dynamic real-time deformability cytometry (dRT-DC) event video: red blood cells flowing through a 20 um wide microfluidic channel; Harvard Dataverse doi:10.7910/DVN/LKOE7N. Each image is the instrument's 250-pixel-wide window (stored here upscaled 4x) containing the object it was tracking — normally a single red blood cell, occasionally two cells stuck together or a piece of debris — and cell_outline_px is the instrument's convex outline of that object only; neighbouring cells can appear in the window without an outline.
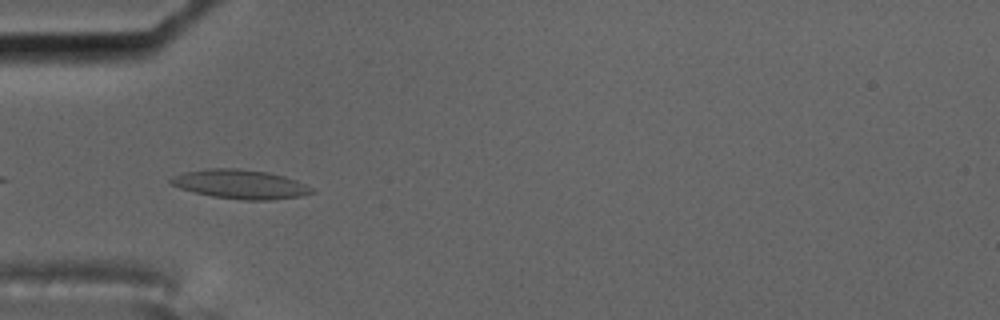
{"species": "common noctule bat (a hibernating species)", "species_latin": "Nyctalus noctula", "temperature_condition": "cold", "stored_images_in_passage": 13, "camera_frame_rate_fps": 3000, "um_per_image_px": 0.085, "animal": {"sex": "male", "body_mass_g": 17.5, "forearm_length_mm": 52.3}, "frame": {"image": 1, "passage_image": 2, "time_ms": 0.333, "image_size_px": [1000, 320], "cell_outline_px": [[316, 192], [300, 196], [268, 200], [244, 200], [212, 196], [180, 188], [172, 184], [168, 180], [172, 176], [184, 172], [208, 168], [236, 168], [268, 172], [284, 176], [296, 180], [312, 188]], "centroid_in_image_um": [20.42, 15.65], "position_along_channel_um": 64.6, "area_um2": 23.76}}